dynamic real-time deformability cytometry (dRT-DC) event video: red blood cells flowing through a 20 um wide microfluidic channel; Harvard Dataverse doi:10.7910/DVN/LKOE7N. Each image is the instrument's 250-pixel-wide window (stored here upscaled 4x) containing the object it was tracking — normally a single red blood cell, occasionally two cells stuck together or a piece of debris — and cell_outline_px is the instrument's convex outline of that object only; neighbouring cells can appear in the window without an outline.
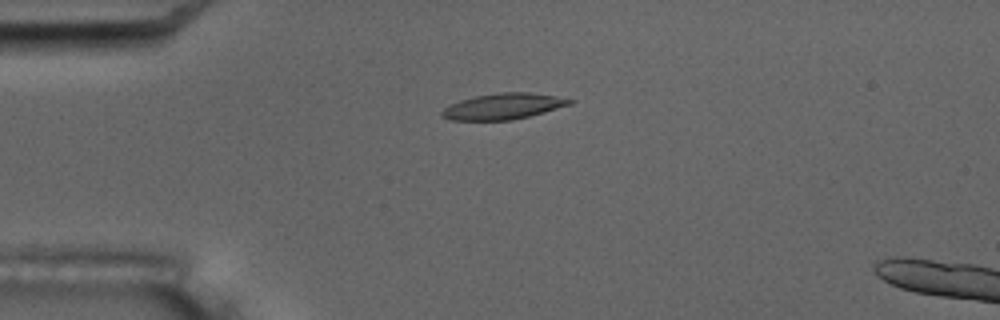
{"species": "common noctule bat (a hibernating species)", "species_latin": "Nyctalus noctula", "temperature_condition": "room temperature", "stored_images_in_passage": 5, "camera_frame_rate_fps": 3000, "um_per_image_px": 0.085, "animal": {"sex": "male", "body_mass_g": 17.5, "forearm_length_mm": 52.3}, "frame": {"image": 1, "passage_image": 4, "time_ms": 3.667, "image_size_px": [1000, 320], "cell_outline_px": [[576, 100], [572, 104], [544, 112], [512, 120], [452, 120], [440, 116], [440, 112], [448, 104], [460, 100], [476, 96], [500, 92], [528, 92]], "centroid_in_image_um": [42.74, 9.04], "position_along_channel_um": 42.3, "area_um2": 19.25}}